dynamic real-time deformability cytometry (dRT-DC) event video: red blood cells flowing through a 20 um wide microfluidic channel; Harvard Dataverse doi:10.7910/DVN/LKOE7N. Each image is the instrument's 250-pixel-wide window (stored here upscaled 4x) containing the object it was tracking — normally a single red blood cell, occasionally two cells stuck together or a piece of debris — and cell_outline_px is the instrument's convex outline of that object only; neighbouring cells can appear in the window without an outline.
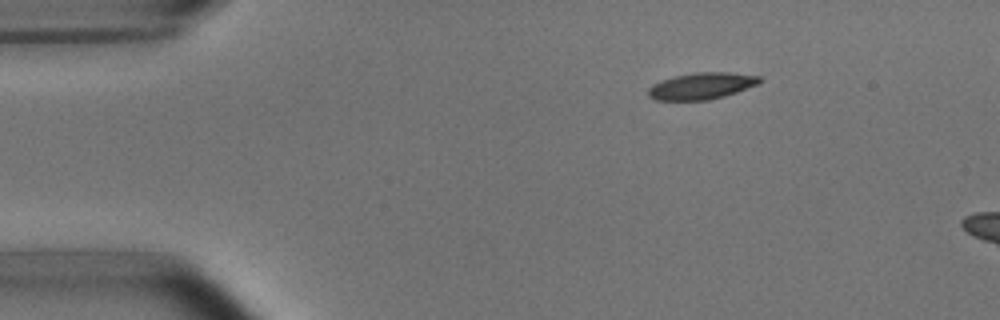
{"species": "common noctule bat (a hibernating species)", "species_latin": "Nyctalus noctula", "temperature_condition": "room temperature", "stored_images_in_passage": 5, "camera_frame_rate_fps": 3000, "um_per_image_px": 0.085, "animal": {"sex": "male", "body_mass_g": 15.6}, "frame": {"image": 1, "passage_image": 3, "time_ms": 2.333, "image_size_px": [1000, 320], "cell_outline_px": [[764, 80], [760, 84], [724, 96], [708, 100], [652, 100], [648, 96], [648, 88], [652, 84], [676, 76], [696, 72], [728, 72], [760, 76]], "centroid_in_image_um": [59.66, 7.31], "position_along_channel_um": 25.3, "area_um2": 17.34}}